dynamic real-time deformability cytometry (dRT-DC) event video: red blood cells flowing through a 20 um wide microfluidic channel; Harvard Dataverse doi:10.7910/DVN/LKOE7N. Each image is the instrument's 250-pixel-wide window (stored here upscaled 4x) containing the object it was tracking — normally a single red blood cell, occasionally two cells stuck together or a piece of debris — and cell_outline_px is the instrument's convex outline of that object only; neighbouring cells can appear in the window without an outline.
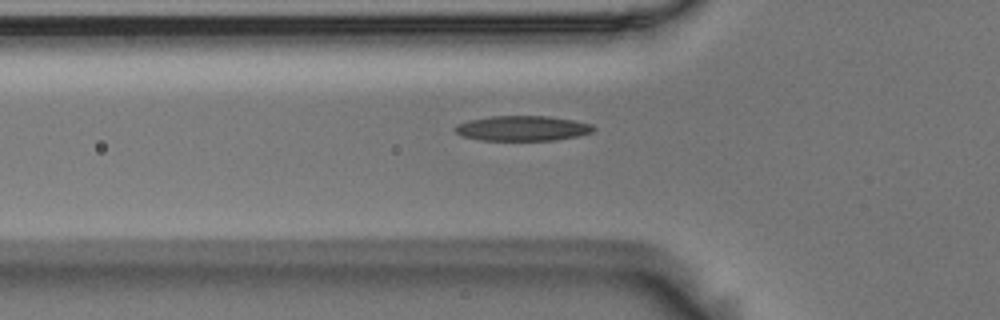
{"species": "Egyptian fruit bat (a non-hibernating species)", "species_latin": "Rousettus aegyptiacus", "temperature_condition": "room temperature", "stored_images_in_passage": 35, "camera_frame_rate_fps": 3000, "um_per_image_px": 0.085, "animal": {"sex": "male"}, "frame": {"image": 1, "passage_image": 2, "time_ms": 0.333, "image_size_px": [1000, 320], "cell_outline_px": [[596, 128], [592, 132], [580, 136], [556, 140], [480, 140], [464, 136], [456, 132], [452, 128], [456, 124], [468, 120], [492, 116], [548, 116], [572, 120], [592, 124]], "centroid_in_image_um": [44.41, 10.9], "position_along_channel_um": 81.4, "area_um2": 20.29}}
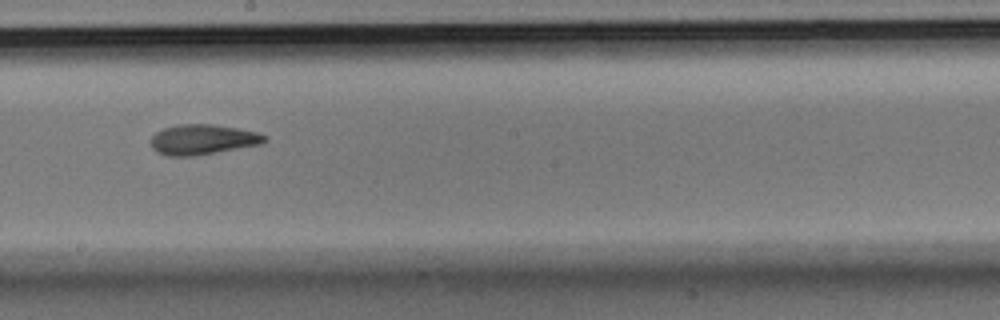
{"frame": {"image": 2, "passage_image": 14, "time_ms": 4.333, "image_size_px": [1000, 320], "cell_outline_px": [[268, 140], [260, 144], [196, 156], [168, 156], [156, 152], [152, 148], [152, 136], [156, 132], [164, 128], [180, 124], [216, 124], [256, 132], [268, 136]], "centroid_in_image_um": [17.23, 11.86], "position_along_channel_um": 231.0, "area_um2": 20.0}}
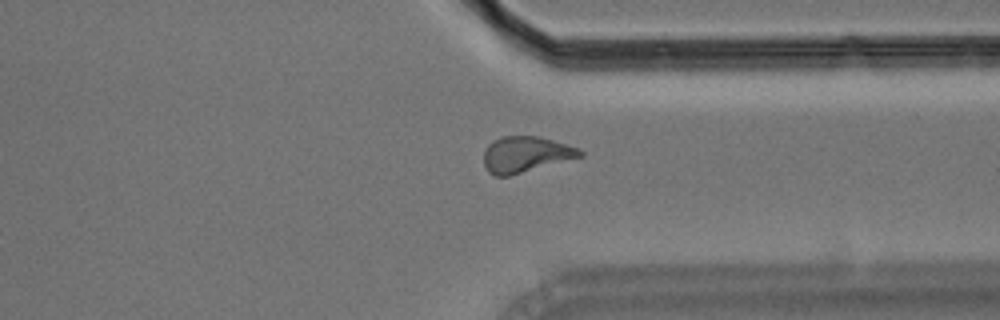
{"frame": {"image": 3, "passage_image": 25, "time_ms": 8.0, "image_size_px": [1000, 320], "cell_outline_px": [[584, 156], [508, 176], [496, 176], [488, 172], [484, 164], [484, 148], [492, 140], [504, 136], [540, 136], [580, 148], [584, 152]], "centroid_in_image_um": [44.69, 13.11], "position_along_channel_um": 366.7, "area_um2": 20.29}}